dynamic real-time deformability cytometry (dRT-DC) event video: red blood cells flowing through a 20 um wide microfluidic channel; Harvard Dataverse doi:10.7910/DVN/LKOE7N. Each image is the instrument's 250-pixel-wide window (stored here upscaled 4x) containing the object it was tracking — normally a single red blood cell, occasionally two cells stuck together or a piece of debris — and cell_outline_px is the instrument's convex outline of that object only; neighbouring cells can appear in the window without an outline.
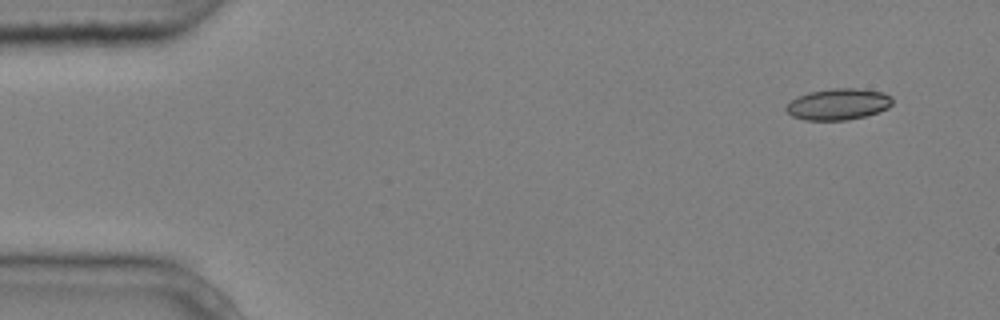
{"species": "common noctule bat (a hibernating species)", "species_latin": "Nyctalus noctula", "temperature_condition": "cold", "stored_images_in_passage": 4, "camera_frame_rate_fps": 3000, "um_per_image_px": 0.085, "animal": {"sex": "male", "body_mass_g": 20.4}, "frame": {"image": 1, "passage_image": 1, "time_ms": 0.0, "image_size_px": [1000, 320], "cell_outline_px": [[892, 104], [888, 108], [880, 112], [848, 120], [804, 120], [792, 116], [784, 108], [796, 96], [808, 92], [832, 88], [856, 88], [884, 92], [892, 96]], "centroid_in_image_um": [71.26, 8.85], "position_along_channel_um": 13.7, "area_um2": 19.59}}